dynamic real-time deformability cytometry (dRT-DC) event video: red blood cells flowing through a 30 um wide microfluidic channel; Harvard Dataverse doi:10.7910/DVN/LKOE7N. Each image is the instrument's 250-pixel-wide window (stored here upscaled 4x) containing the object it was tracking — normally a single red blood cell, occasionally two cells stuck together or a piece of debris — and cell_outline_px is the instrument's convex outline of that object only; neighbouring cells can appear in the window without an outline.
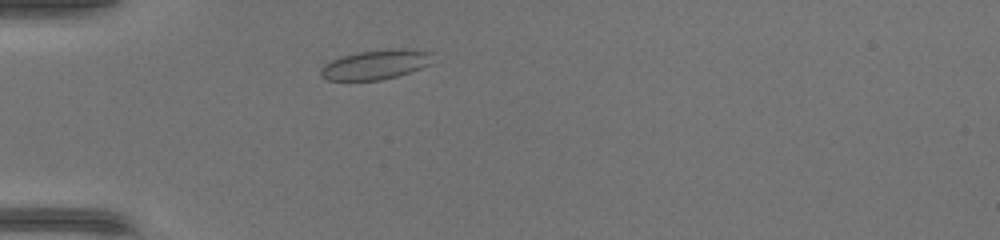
{"species": "common noctule bat (a hibernating species)", "species_latin": "Nyctalus noctula", "temperature_condition": "warm", "stored_images_in_passage": 37, "camera_frame_rate_fps": 3000, "um_per_image_px": 0.085, "animal": {"sex": "female", "body_mass_g": 17.0, "forearm_length_mm": 48.0}, "frame": {"image": 1, "passage_image": 5, "time_ms": 1.333, "image_size_px": [1000, 240], "cell_outline_px": [[432, 64], [396, 76], [380, 80], [328, 80], [320, 76], [320, 68], [324, 64], [332, 60], [344, 56], [360, 52], [404, 48], [432, 52]], "centroid_in_image_um": [31.93, 5.5], "position_along_channel_um": 53.1, "area_um2": 19.02}}
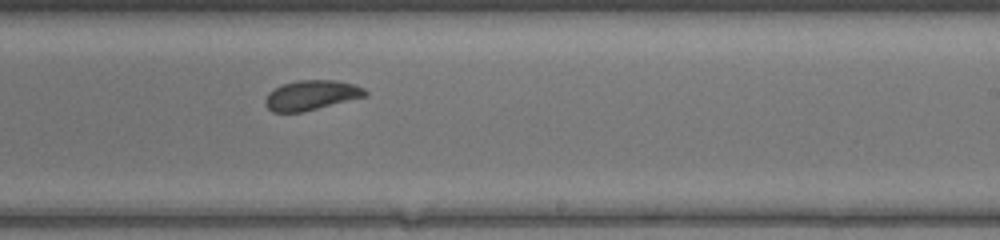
{"frame": {"image": 2, "passage_image": 20, "time_ms": 6.333, "image_size_px": [1000, 240], "cell_outline_px": [[368, 96], [300, 112], [272, 112], [264, 104], [264, 100], [268, 92], [284, 84], [300, 80], [336, 80], [356, 84], [364, 88], [368, 92]], "centroid_in_image_um": [26.49, 8.08], "position_along_channel_um": 262.5, "area_um2": 17.34}}
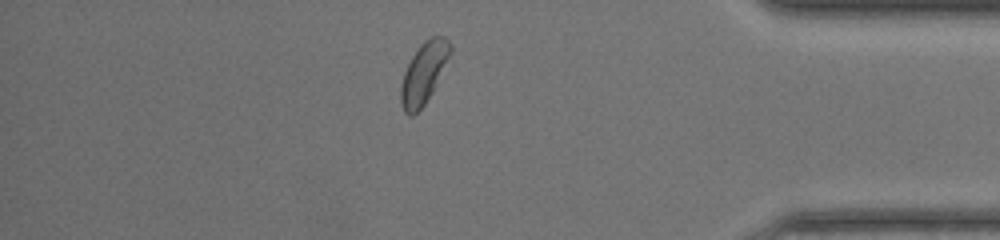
{"frame": {"image": 3, "passage_image": 31, "time_ms": 10.0, "image_size_px": [1000, 240], "cell_outline_px": [[452, 52], [432, 92], [424, 104], [412, 116], [408, 116], [404, 112], [400, 104], [400, 88], [404, 72], [412, 56], [420, 44], [424, 40], [432, 36], [444, 36], [452, 44]], "centroid_in_image_um": [36.02, 6.19], "position_along_channel_um": 399.2, "area_um2": 17.63}}